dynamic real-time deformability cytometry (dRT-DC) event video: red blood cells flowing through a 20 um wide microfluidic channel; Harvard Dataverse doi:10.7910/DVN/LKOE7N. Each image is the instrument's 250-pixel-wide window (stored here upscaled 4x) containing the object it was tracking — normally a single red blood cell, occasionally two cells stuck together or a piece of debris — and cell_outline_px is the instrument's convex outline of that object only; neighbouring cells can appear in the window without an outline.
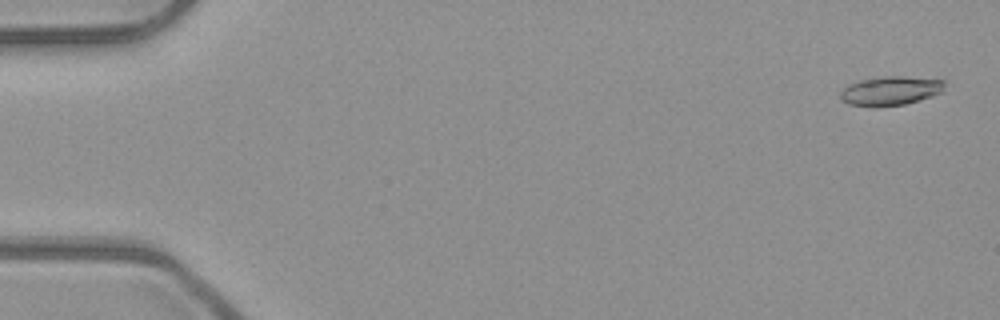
{"species": "common noctule bat (a hibernating species)", "species_latin": "Nyctalus noctula", "temperature_condition": "room temperature", "stored_images_in_passage": 5, "camera_frame_rate_fps": 3000, "um_per_image_px": 0.085, "animal": {"sex": "male", "body_mass_g": 23.1, "forearm_length_mm": 52.7}, "frame": {"image": 1, "passage_image": 1, "time_ms": 0.0, "image_size_px": [1000, 320], "cell_outline_px": [[944, 92], [932, 96], [904, 104], [848, 104], [840, 100], [840, 92], [848, 84], [860, 80], [888, 76], [900, 76], [944, 80]], "centroid_in_image_um": [75.72, 7.68], "position_along_channel_um": 9.3, "area_um2": 16.99}}
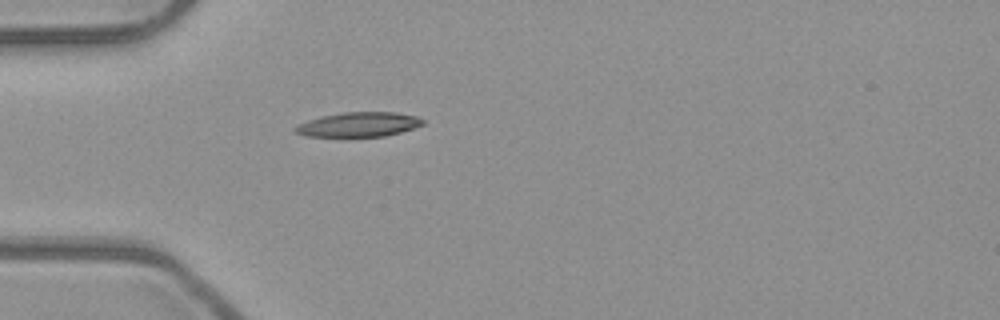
{"frame": {"image": 2, "passage_image": 5, "time_ms": 1.333, "image_size_px": [1000, 320], "cell_outline_px": [[424, 124], [400, 132], [384, 136], [348, 140], [304, 136], [296, 132], [292, 128], [296, 124], [320, 116], [344, 112], [396, 112], [416, 116], [424, 120]], "centroid_in_image_um": [30.38, 10.64], "position_along_channel_um": 54.6, "area_um2": 19.36}}